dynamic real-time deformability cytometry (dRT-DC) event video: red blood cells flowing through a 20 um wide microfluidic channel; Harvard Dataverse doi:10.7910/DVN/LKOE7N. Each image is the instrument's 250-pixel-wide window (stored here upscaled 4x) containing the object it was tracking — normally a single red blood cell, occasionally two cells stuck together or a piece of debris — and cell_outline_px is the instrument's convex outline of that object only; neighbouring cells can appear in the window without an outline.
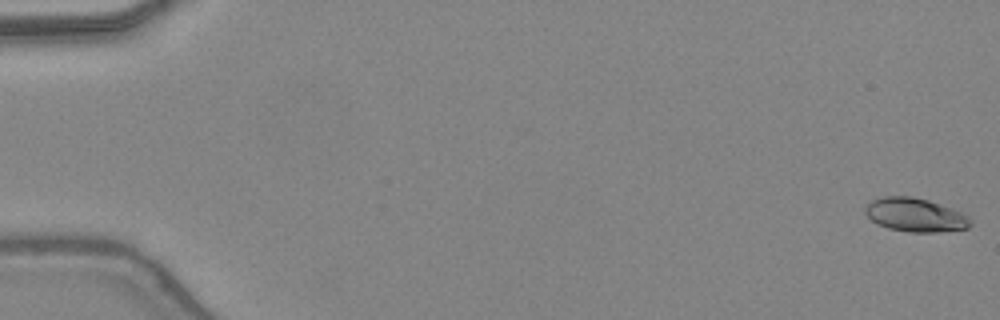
{"species": "common noctule bat (a hibernating species)", "species_latin": "Nyctalus noctula", "temperature_condition": "warm", "stored_images_in_passage": 15, "camera_frame_rate_fps": 3000, "um_per_image_px": 0.085, "animal": {"sex": "female", "body_mass_g": 24.6, "forearm_length_mm": 56.2}, "frame": {"image": 1, "passage_image": 1, "time_ms": 0.0, "image_size_px": [1000, 320], "cell_outline_px": [[972, 224], [968, 228], [936, 232], [908, 232], [888, 228], [876, 224], [864, 212], [864, 208], [872, 200], [884, 196], [912, 196], [928, 200], [952, 208], [968, 216], [972, 220]], "centroid_in_image_um": [77.79, 18.27], "position_along_channel_um": 7.2, "area_um2": 20.69}}